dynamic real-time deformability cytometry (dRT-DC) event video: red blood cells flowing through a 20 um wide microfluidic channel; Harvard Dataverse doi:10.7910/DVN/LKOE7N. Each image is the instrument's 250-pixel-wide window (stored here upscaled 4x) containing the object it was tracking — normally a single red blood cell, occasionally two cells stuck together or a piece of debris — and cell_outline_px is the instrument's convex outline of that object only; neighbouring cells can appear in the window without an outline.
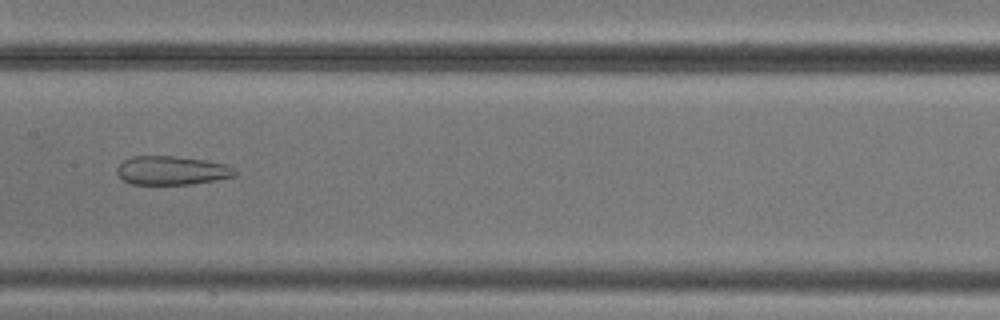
{"species": "common noctule bat (a hibernating species)", "species_latin": "Nyctalus noctula", "temperature_condition": "cold", "stored_images_in_passage": 9, "camera_frame_rate_fps": 3000, "um_per_image_px": 0.085, "animal": {"sex": "male", "body_mass_g": 20.5, "forearm_length_mm": 52.5}, "frame": {"image": 1, "passage_image": 8, "time_ms": 8.0, "image_size_px": [1000, 320], "cell_outline_px": [[236, 176], [216, 180], [192, 184], [132, 184], [124, 180], [116, 172], [116, 168], [124, 160], [132, 156], [172, 156], [204, 160], [228, 164], [236, 172]], "centroid_in_image_um": [14.61, 14.49], "position_along_channel_um": 192.8, "area_um2": 19.71}}